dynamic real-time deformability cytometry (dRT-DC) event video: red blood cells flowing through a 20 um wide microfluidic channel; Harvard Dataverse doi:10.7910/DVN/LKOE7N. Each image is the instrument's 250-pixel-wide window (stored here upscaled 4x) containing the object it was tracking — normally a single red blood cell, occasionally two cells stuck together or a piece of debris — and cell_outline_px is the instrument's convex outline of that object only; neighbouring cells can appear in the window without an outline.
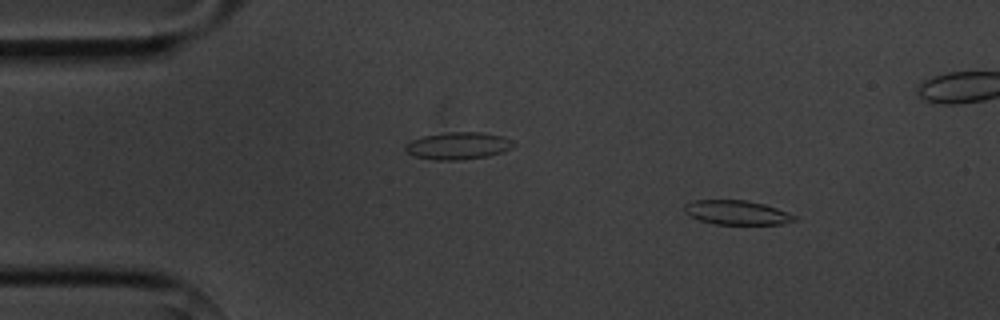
{"species": "common noctule bat (a hibernating species)", "species_latin": "Nyctalus noctula", "temperature_condition": "cold", "stored_images_in_passage": 4, "camera_frame_rate_fps": 3000, "um_per_image_px": 0.085, "animal": {"sex": "male", "body_mass_g": 20.1, "forearm_length_mm": 53.5}, "frame": {"image": 1, "passage_image": 1, "time_ms": 0.0, "image_size_px": [1000, 320], "cell_outline_px": [[796, 220], [780, 224], [716, 224], [700, 220], [688, 216], [684, 212], [684, 204], [692, 200], [744, 200], [764, 204], [788, 212], [796, 216]], "centroid_in_image_um": [62.59, 18.06], "position_along_channel_um": 22.4, "area_um2": 15.55}}